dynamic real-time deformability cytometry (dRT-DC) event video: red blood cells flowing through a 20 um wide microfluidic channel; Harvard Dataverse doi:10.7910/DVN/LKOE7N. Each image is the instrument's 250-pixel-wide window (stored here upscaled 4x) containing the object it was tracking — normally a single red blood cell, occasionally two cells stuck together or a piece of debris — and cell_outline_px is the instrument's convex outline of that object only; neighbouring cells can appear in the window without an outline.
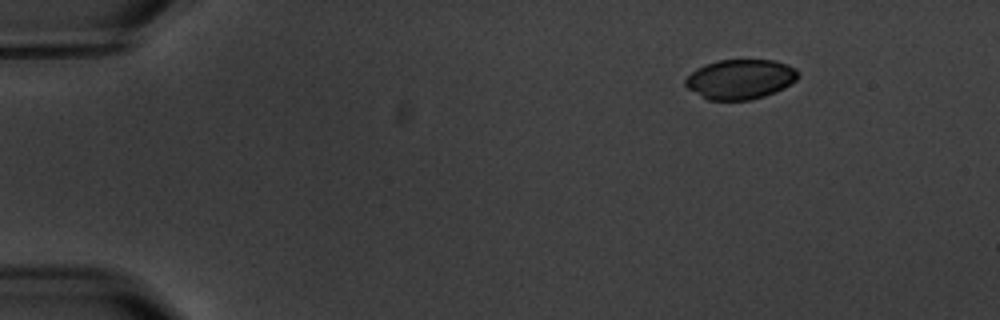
{"species": "common noctule bat (a hibernating species)", "species_latin": "Nyctalus noctula", "temperature_condition": "warm", "stored_images_in_passage": 5, "camera_frame_rate_fps": 3000, "um_per_image_px": 0.085, "animal": {"sex": "male", "body_mass_g": 20.1, "forearm_length_mm": 53.5}, "frame": {"image": 1, "passage_image": 2, "time_ms": 2.0, "image_size_px": [1000, 320], "cell_outline_px": [[800, 76], [796, 80], [784, 88], [776, 92], [764, 96], [748, 100], [708, 100], [688, 88], [684, 84], [684, 80], [696, 68], [704, 64], [716, 60], [776, 60], [788, 64], [796, 68], [800, 72]], "centroid_in_image_um": [62.95, 6.72], "position_along_channel_um": 22.0, "area_um2": 26.36}}
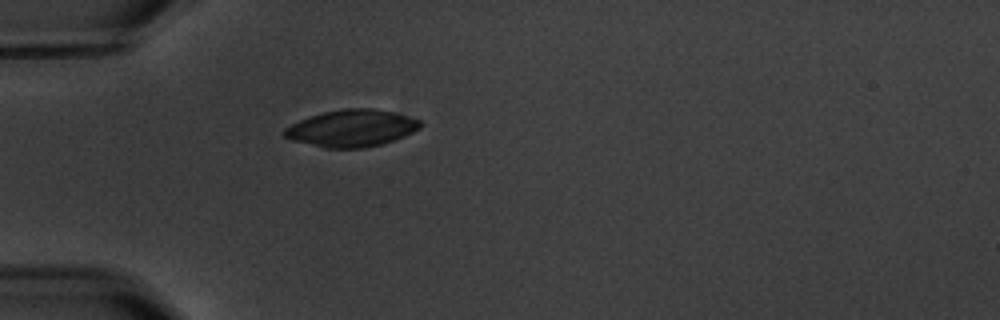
{"frame": {"image": 2, "passage_image": 5, "time_ms": 5.333, "image_size_px": [1000, 320], "cell_outline_px": [[424, 124], [420, 128], [404, 136], [380, 144], [364, 148], [324, 148], [292, 140], [284, 136], [280, 132], [284, 128], [300, 120], [324, 112], [344, 108], [372, 108], [392, 112], [420, 120]], "centroid_in_image_um": [29.87, 10.9], "position_along_channel_um": 55.1, "area_um2": 29.13}}